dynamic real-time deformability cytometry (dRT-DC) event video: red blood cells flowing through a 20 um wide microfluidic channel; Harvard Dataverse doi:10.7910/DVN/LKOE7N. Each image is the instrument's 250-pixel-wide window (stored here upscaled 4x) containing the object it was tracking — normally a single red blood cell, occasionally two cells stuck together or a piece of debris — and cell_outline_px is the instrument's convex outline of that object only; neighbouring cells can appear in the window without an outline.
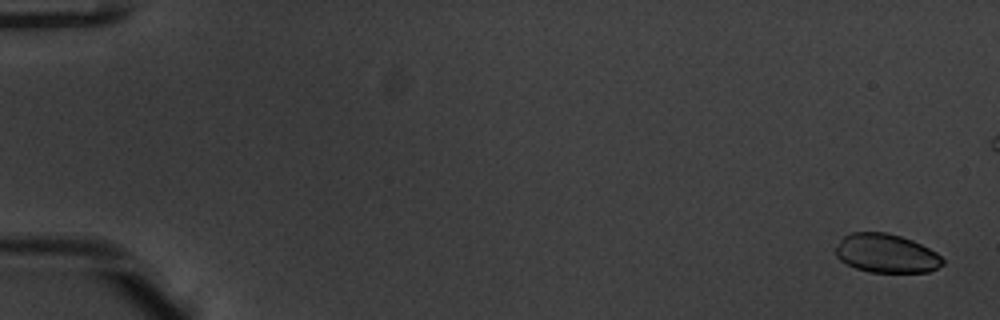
{"species": "common noctule bat (a hibernating species)", "species_latin": "Nyctalus noctula", "temperature_condition": "warm", "stored_images_in_passage": 49, "camera_frame_rate_fps": 3000, "um_per_image_px": 0.085, "animal": {"sex": "male", "body_mass_g": 20.1, "forearm_length_mm": 53.5}, "frame": {"image": 1, "passage_image": 2, "time_ms": 0.333, "image_size_px": [1000, 320], "cell_outline_px": [[944, 264], [928, 272], [868, 272], [856, 268], [840, 260], [836, 256], [836, 248], [840, 240], [844, 236], [852, 232], [884, 232], [900, 236], [912, 240], [936, 252], [944, 260]], "centroid_in_image_um": [75.33, 21.54], "position_along_channel_um": 9.7, "area_um2": 24.04}}
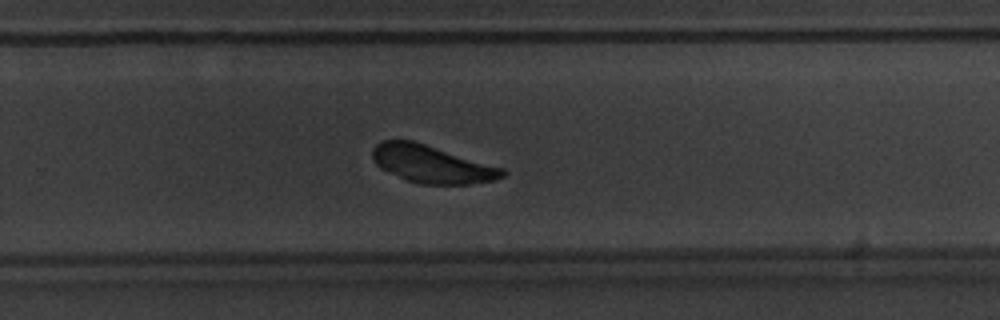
{"frame": {"image": 2, "passage_image": 37, "time_ms": 12.0, "image_size_px": [1000, 320], "cell_outline_px": [[508, 172], [504, 176], [492, 180], [468, 184], [420, 184], [404, 180], [380, 168], [376, 164], [372, 156], [372, 148], [376, 144], [384, 140], [412, 140], [504, 168]], "centroid_in_image_um": [36.68, 13.95], "position_along_channel_um": 293.1, "area_um2": 28.44}}
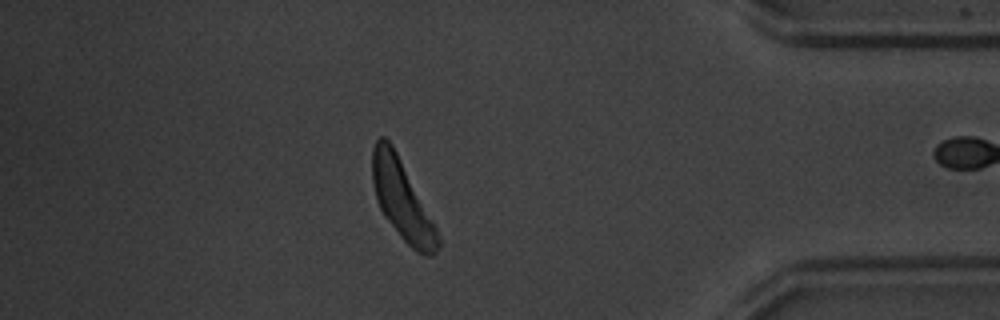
{"frame": {"image": 3, "passage_image": 48, "time_ms": 15.667, "image_size_px": [1000, 320], "cell_outline_px": [[440, 244], [432, 256], [428, 256], [416, 252], [400, 236], [384, 216], [376, 200], [372, 180], [372, 148], [376, 140], [380, 136], [384, 136], [392, 144], [436, 228], [440, 240]], "centroid_in_image_um": [34.13, 16.99], "position_along_channel_um": 401.1, "area_um2": 29.65}}